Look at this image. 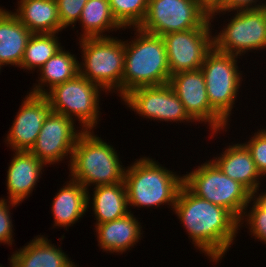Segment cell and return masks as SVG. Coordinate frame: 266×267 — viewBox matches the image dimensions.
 <instances>
[{
	"instance_id": "obj_17",
	"label": "cell",
	"mask_w": 266,
	"mask_h": 267,
	"mask_svg": "<svg viewBox=\"0 0 266 267\" xmlns=\"http://www.w3.org/2000/svg\"><path fill=\"white\" fill-rule=\"evenodd\" d=\"M222 153L212 161L224 174L238 181L251 194L260 187L261 174L256 168L250 151L243 143L229 145Z\"/></svg>"
},
{
	"instance_id": "obj_9",
	"label": "cell",
	"mask_w": 266,
	"mask_h": 267,
	"mask_svg": "<svg viewBox=\"0 0 266 267\" xmlns=\"http://www.w3.org/2000/svg\"><path fill=\"white\" fill-rule=\"evenodd\" d=\"M210 18V11L199 0H148L147 12L138 27L162 36L199 28Z\"/></svg>"
},
{
	"instance_id": "obj_25",
	"label": "cell",
	"mask_w": 266,
	"mask_h": 267,
	"mask_svg": "<svg viewBox=\"0 0 266 267\" xmlns=\"http://www.w3.org/2000/svg\"><path fill=\"white\" fill-rule=\"evenodd\" d=\"M79 21L83 28V33L80 35L81 39L109 37L103 33L109 32V30L123 29L115 20L108 0H88L81 12Z\"/></svg>"
},
{
	"instance_id": "obj_21",
	"label": "cell",
	"mask_w": 266,
	"mask_h": 267,
	"mask_svg": "<svg viewBox=\"0 0 266 267\" xmlns=\"http://www.w3.org/2000/svg\"><path fill=\"white\" fill-rule=\"evenodd\" d=\"M32 32L17 16L0 7V67L12 65L20 67L27 42Z\"/></svg>"
},
{
	"instance_id": "obj_11",
	"label": "cell",
	"mask_w": 266,
	"mask_h": 267,
	"mask_svg": "<svg viewBox=\"0 0 266 267\" xmlns=\"http://www.w3.org/2000/svg\"><path fill=\"white\" fill-rule=\"evenodd\" d=\"M210 21L213 20L209 18L199 28L161 36L171 75L196 70L202 66L206 54L213 48Z\"/></svg>"
},
{
	"instance_id": "obj_4",
	"label": "cell",
	"mask_w": 266,
	"mask_h": 267,
	"mask_svg": "<svg viewBox=\"0 0 266 267\" xmlns=\"http://www.w3.org/2000/svg\"><path fill=\"white\" fill-rule=\"evenodd\" d=\"M160 165L152 158L140 157L125 169L128 206L158 208L168 204L174 209L183 176Z\"/></svg>"
},
{
	"instance_id": "obj_7",
	"label": "cell",
	"mask_w": 266,
	"mask_h": 267,
	"mask_svg": "<svg viewBox=\"0 0 266 267\" xmlns=\"http://www.w3.org/2000/svg\"><path fill=\"white\" fill-rule=\"evenodd\" d=\"M100 91L104 90L78 74L74 79L56 85L44 96L54 112L77 119L82 130L90 131L99 121Z\"/></svg>"
},
{
	"instance_id": "obj_2",
	"label": "cell",
	"mask_w": 266,
	"mask_h": 267,
	"mask_svg": "<svg viewBox=\"0 0 266 267\" xmlns=\"http://www.w3.org/2000/svg\"><path fill=\"white\" fill-rule=\"evenodd\" d=\"M136 37L124 41L125 64L122 77V97L134 88L169 83L170 69L161 36L133 28Z\"/></svg>"
},
{
	"instance_id": "obj_31",
	"label": "cell",
	"mask_w": 266,
	"mask_h": 267,
	"mask_svg": "<svg viewBox=\"0 0 266 267\" xmlns=\"http://www.w3.org/2000/svg\"><path fill=\"white\" fill-rule=\"evenodd\" d=\"M8 201V202H7ZM9 203V204H8ZM19 205L18 202L0 198V243L12 245L13 239V225L11 218L10 207Z\"/></svg>"
},
{
	"instance_id": "obj_32",
	"label": "cell",
	"mask_w": 266,
	"mask_h": 267,
	"mask_svg": "<svg viewBox=\"0 0 266 267\" xmlns=\"http://www.w3.org/2000/svg\"><path fill=\"white\" fill-rule=\"evenodd\" d=\"M262 1L260 3L259 0H221V2L213 10L210 11V19H214L217 14H225L227 11L231 12L236 10L263 8L264 3H262Z\"/></svg>"
},
{
	"instance_id": "obj_8",
	"label": "cell",
	"mask_w": 266,
	"mask_h": 267,
	"mask_svg": "<svg viewBox=\"0 0 266 267\" xmlns=\"http://www.w3.org/2000/svg\"><path fill=\"white\" fill-rule=\"evenodd\" d=\"M237 58L213 47L200 67L210 105L227 123L242 82Z\"/></svg>"
},
{
	"instance_id": "obj_30",
	"label": "cell",
	"mask_w": 266,
	"mask_h": 267,
	"mask_svg": "<svg viewBox=\"0 0 266 267\" xmlns=\"http://www.w3.org/2000/svg\"><path fill=\"white\" fill-rule=\"evenodd\" d=\"M250 151L256 168L265 177L266 175V128L255 132L254 136L246 143H243Z\"/></svg>"
},
{
	"instance_id": "obj_23",
	"label": "cell",
	"mask_w": 266,
	"mask_h": 267,
	"mask_svg": "<svg viewBox=\"0 0 266 267\" xmlns=\"http://www.w3.org/2000/svg\"><path fill=\"white\" fill-rule=\"evenodd\" d=\"M92 197V210L96 223L103 224L126 216L128 199L125 183L94 187Z\"/></svg>"
},
{
	"instance_id": "obj_26",
	"label": "cell",
	"mask_w": 266,
	"mask_h": 267,
	"mask_svg": "<svg viewBox=\"0 0 266 267\" xmlns=\"http://www.w3.org/2000/svg\"><path fill=\"white\" fill-rule=\"evenodd\" d=\"M57 33H32L30 36L20 69L38 70L61 48Z\"/></svg>"
},
{
	"instance_id": "obj_14",
	"label": "cell",
	"mask_w": 266,
	"mask_h": 267,
	"mask_svg": "<svg viewBox=\"0 0 266 267\" xmlns=\"http://www.w3.org/2000/svg\"><path fill=\"white\" fill-rule=\"evenodd\" d=\"M74 120L63 114L52 112L44 121L38 138L30 152L46 164H56L72 152L78 137L84 130H76Z\"/></svg>"
},
{
	"instance_id": "obj_12",
	"label": "cell",
	"mask_w": 266,
	"mask_h": 267,
	"mask_svg": "<svg viewBox=\"0 0 266 267\" xmlns=\"http://www.w3.org/2000/svg\"><path fill=\"white\" fill-rule=\"evenodd\" d=\"M122 99L132 111L146 119L176 123L195 122L169 84L137 87Z\"/></svg>"
},
{
	"instance_id": "obj_22",
	"label": "cell",
	"mask_w": 266,
	"mask_h": 267,
	"mask_svg": "<svg viewBox=\"0 0 266 267\" xmlns=\"http://www.w3.org/2000/svg\"><path fill=\"white\" fill-rule=\"evenodd\" d=\"M13 13L32 33H58L63 29L56 0H20Z\"/></svg>"
},
{
	"instance_id": "obj_15",
	"label": "cell",
	"mask_w": 266,
	"mask_h": 267,
	"mask_svg": "<svg viewBox=\"0 0 266 267\" xmlns=\"http://www.w3.org/2000/svg\"><path fill=\"white\" fill-rule=\"evenodd\" d=\"M22 101L5 141L13 151H30L44 121L53 112L52 106L44 95L29 93Z\"/></svg>"
},
{
	"instance_id": "obj_29",
	"label": "cell",
	"mask_w": 266,
	"mask_h": 267,
	"mask_svg": "<svg viewBox=\"0 0 266 267\" xmlns=\"http://www.w3.org/2000/svg\"><path fill=\"white\" fill-rule=\"evenodd\" d=\"M88 0H56L58 16L63 29L68 26L74 28L79 21L81 12Z\"/></svg>"
},
{
	"instance_id": "obj_24",
	"label": "cell",
	"mask_w": 266,
	"mask_h": 267,
	"mask_svg": "<svg viewBox=\"0 0 266 267\" xmlns=\"http://www.w3.org/2000/svg\"><path fill=\"white\" fill-rule=\"evenodd\" d=\"M76 58L62 47L41 67L38 84H35L29 93L45 95L56 85L74 79L79 74V61ZM44 86L49 88L45 89Z\"/></svg>"
},
{
	"instance_id": "obj_5",
	"label": "cell",
	"mask_w": 266,
	"mask_h": 267,
	"mask_svg": "<svg viewBox=\"0 0 266 267\" xmlns=\"http://www.w3.org/2000/svg\"><path fill=\"white\" fill-rule=\"evenodd\" d=\"M79 44L83 53L82 63L78 64L79 75L98 85L105 92L117 90L122 98L124 41L111 36L83 39L79 37Z\"/></svg>"
},
{
	"instance_id": "obj_19",
	"label": "cell",
	"mask_w": 266,
	"mask_h": 267,
	"mask_svg": "<svg viewBox=\"0 0 266 267\" xmlns=\"http://www.w3.org/2000/svg\"><path fill=\"white\" fill-rule=\"evenodd\" d=\"M89 191L79 182L70 178L57 192L52 201L53 226L69 227L78 222L89 208Z\"/></svg>"
},
{
	"instance_id": "obj_13",
	"label": "cell",
	"mask_w": 266,
	"mask_h": 267,
	"mask_svg": "<svg viewBox=\"0 0 266 267\" xmlns=\"http://www.w3.org/2000/svg\"><path fill=\"white\" fill-rule=\"evenodd\" d=\"M168 84L195 122L208 123L213 135H216L220 130H226L229 123L211 107L205 78L200 68L173 74L170 76Z\"/></svg>"
},
{
	"instance_id": "obj_3",
	"label": "cell",
	"mask_w": 266,
	"mask_h": 267,
	"mask_svg": "<svg viewBox=\"0 0 266 267\" xmlns=\"http://www.w3.org/2000/svg\"><path fill=\"white\" fill-rule=\"evenodd\" d=\"M115 148L94 134L93 130L83 131L74 146L69 176L89 186L113 185L124 182L125 168L121 165Z\"/></svg>"
},
{
	"instance_id": "obj_1",
	"label": "cell",
	"mask_w": 266,
	"mask_h": 267,
	"mask_svg": "<svg viewBox=\"0 0 266 267\" xmlns=\"http://www.w3.org/2000/svg\"><path fill=\"white\" fill-rule=\"evenodd\" d=\"M173 211L192 244L212 262L222 259L240 229L239 220L229 210L197 197L184 184Z\"/></svg>"
},
{
	"instance_id": "obj_34",
	"label": "cell",
	"mask_w": 266,
	"mask_h": 267,
	"mask_svg": "<svg viewBox=\"0 0 266 267\" xmlns=\"http://www.w3.org/2000/svg\"><path fill=\"white\" fill-rule=\"evenodd\" d=\"M209 11L213 10L221 0H199Z\"/></svg>"
},
{
	"instance_id": "obj_27",
	"label": "cell",
	"mask_w": 266,
	"mask_h": 267,
	"mask_svg": "<svg viewBox=\"0 0 266 267\" xmlns=\"http://www.w3.org/2000/svg\"><path fill=\"white\" fill-rule=\"evenodd\" d=\"M115 20L123 28H137L144 20L148 0H108Z\"/></svg>"
},
{
	"instance_id": "obj_33",
	"label": "cell",
	"mask_w": 266,
	"mask_h": 267,
	"mask_svg": "<svg viewBox=\"0 0 266 267\" xmlns=\"http://www.w3.org/2000/svg\"><path fill=\"white\" fill-rule=\"evenodd\" d=\"M259 188H257L252 194L251 198L264 210H266V192L258 193ZM266 191V190H265ZM259 194V195H257Z\"/></svg>"
},
{
	"instance_id": "obj_6",
	"label": "cell",
	"mask_w": 266,
	"mask_h": 267,
	"mask_svg": "<svg viewBox=\"0 0 266 267\" xmlns=\"http://www.w3.org/2000/svg\"><path fill=\"white\" fill-rule=\"evenodd\" d=\"M183 184L197 197L229 210L239 221L252 202L251 193L224 174L212 160L184 175Z\"/></svg>"
},
{
	"instance_id": "obj_20",
	"label": "cell",
	"mask_w": 266,
	"mask_h": 267,
	"mask_svg": "<svg viewBox=\"0 0 266 267\" xmlns=\"http://www.w3.org/2000/svg\"><path fill=\"white\" fill-rule=\"evenodd\" d=\"M9 260L13 267H76L61 248L38 235L28 245L13 252Z\"/></svg>"
},
{
	"instance_id": "obj_10",
	"label": "cell",
	"mask_w": 266,
	"mask_h": 267,
	"mask_svg": "<svg viewBox=\"0 0 266 267\" xmlns=\"http://www.w3.org/2000/svg\"><path fill=\"white\" fill-rule=\"evenodd\" d=\"M230 22L213 36V47L234 56L266 49V12L263 8L236 10Z\"/></svg>"
},
{
	"instance_id": "obj_35",
	"label": "cell",
	"mask_w": 266,
	"mask_h": 267,
	"mask_svg": "<svg viewBox=\"0 0 266 267\" xmlns=\"http://www.w3.org/2000/svg\"><path fill=\"white\" fill-rule=\"evenodd\" d=\"M263 9H264L265 12H266V2H264V7H263Z\"/></svg>"
},
{
	"instance_id": "obj_18",
	"label": "cell",
	"mask_w": 266,
	"mask_h": 267,
	"mask_svg": "<svg viewBox=\"0 0 266 267\" xmlns=\"http://www.w3.org/2000/svg\"><path fill=\"white\" fill-rule=\"evenodd\" d=\"M140 224L131 212L114 221L95 224L99 247L111 253L126 252L142 238Z\"/></svg>"
},
{
	"instance_id": "obj_28",
	"label": "cell",
	"mask_w": 266,
	"mask_h": 267,
	"mask_svg": "<svg viewBox=\"0 0 266 267\" xmlns=\"http://www.w3.org/2000/svg\"><path fill=\"white\" fill-rule=\"evenodd\" d=\"M251 201H253V203L250 204L252 205L250 208L251 211H247V208L244 210L242 218H240L239 221V226H242L241 224L247 221L246 225H248L252 236L266 244V210L262 209L252 198ZM244 216L245 218H243Z\"/></svg>"
},
{
	"instance_id": "obj_16",
	"label": "cell",
	"mask_w": 266,
	"mask_h": 267,
	"mask_svg": "<svg viewBox=\"0 0 266 267\" xmlns=\"http://www.w3.org/2000/svg\"><path fill=\"white\" fill-rule=\"evenodd\" d=\"M7 170L8 200L22 202L34 190L46 165L30 151H14Z\"/></svg>"
}]
</instances>
